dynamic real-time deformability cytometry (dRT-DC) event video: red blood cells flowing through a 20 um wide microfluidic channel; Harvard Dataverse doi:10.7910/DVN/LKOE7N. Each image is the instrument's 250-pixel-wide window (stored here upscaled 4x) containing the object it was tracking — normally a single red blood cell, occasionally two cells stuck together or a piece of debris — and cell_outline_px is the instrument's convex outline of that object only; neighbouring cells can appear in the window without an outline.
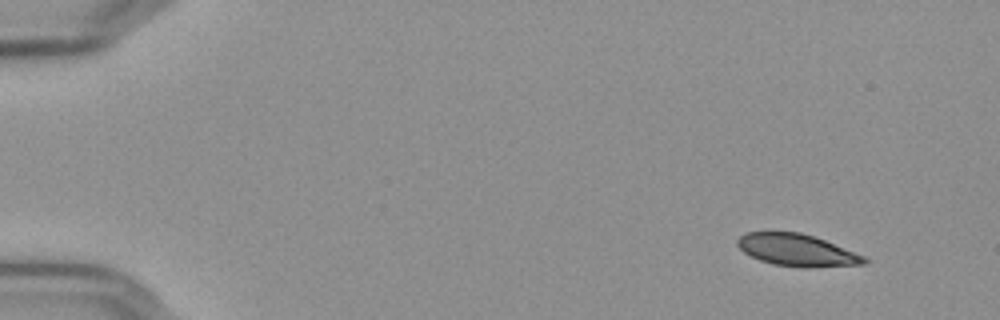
{"species": "Egyptian fruit bat (a non-hibernating species)", "species_latin": "Rousettus aegyptiacus", "temperature_condition": "cold", "stored_images_in_passage": 52, "camera_frame_rate_fps": 3000, "um_per_image_px": 0.085, "frame": {"image": 1, "passage_image": 1, "time_ms": 0.0, "image_size_px": [1000, 320], "cell_outline_px": [[868, 260], [864, 264], [772, 264], [760, 260], [744, 252], [736, 244], [736, 240], [744, 232], [800, 232], [824, 240], [864, 256]], "centroid_in_image_um": [67.61, 21.18], "position_along_channel_um": 17.4, "area_um2": 22.14}}
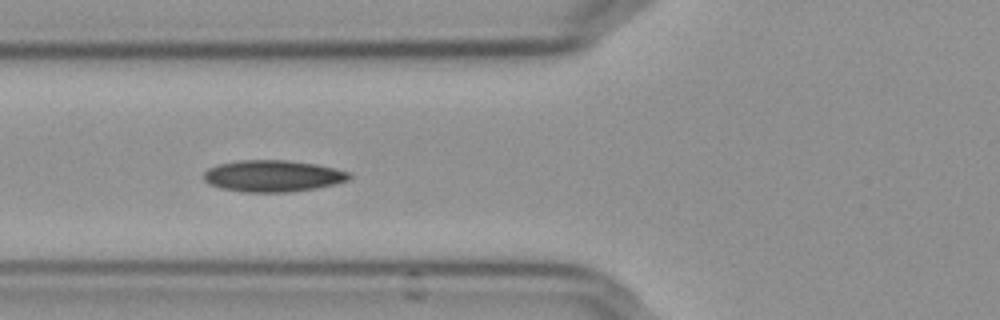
{"frame": {"image": 2, "passage_image": 18, "time_ms": 5.667, "image_size_px": [1000, 320], "cell_outline_px": [[352, 176], [348, 180], [336, 184], [316, 188], [288, 192], [244, 192], [220, 188], [208, 184], [204, 180], [204, 172], [208, 168], [220, 164], [240, 160], [288, 160], [316, 164], [348, 172]], "centroid_in_image_um": [23.17, 14.96], "position_along_channel_um": 102.6, "area_um2": 26.76}}
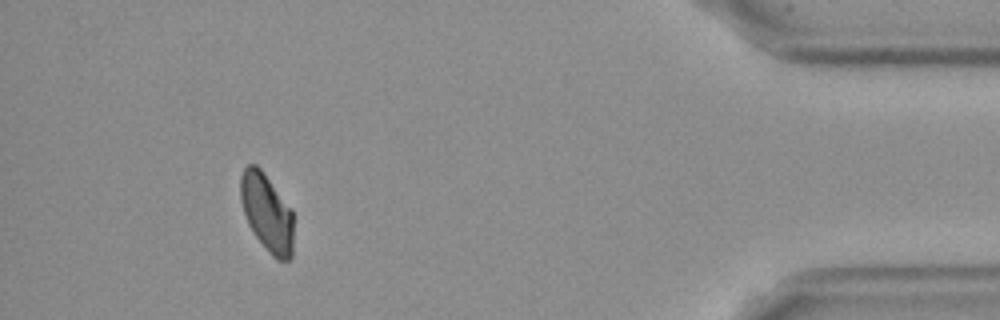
{"frame": {"image": 3, "passage_image": 48, "time_ms": 15.667, "image_size_px": [1000, 320], "cell_outline_px": [[292, 256], [288, 260], [276, 260], [272, 256], [252, 232], [248, 224], [240, 200], [240, 176], [244, 168], [248, 164], [256, 164], [260, 168], [292, 208]], "centroid_in_image_um": [22.67, 18.06], "position_along_channel_um": 412.5, "area_um2": 24.04}, "authors_computed_cell_mechanics": {"area_um2": 25.3742, "velocity_mm_per_s": 3.6212, "shape_relaxation_time_tau1_ms": 6.9671, "shape_relaxation_time_tau2_ms": 7.5604, "deformation_change_tau1": 0.128, "deformation_change_tau2": 0.106}}